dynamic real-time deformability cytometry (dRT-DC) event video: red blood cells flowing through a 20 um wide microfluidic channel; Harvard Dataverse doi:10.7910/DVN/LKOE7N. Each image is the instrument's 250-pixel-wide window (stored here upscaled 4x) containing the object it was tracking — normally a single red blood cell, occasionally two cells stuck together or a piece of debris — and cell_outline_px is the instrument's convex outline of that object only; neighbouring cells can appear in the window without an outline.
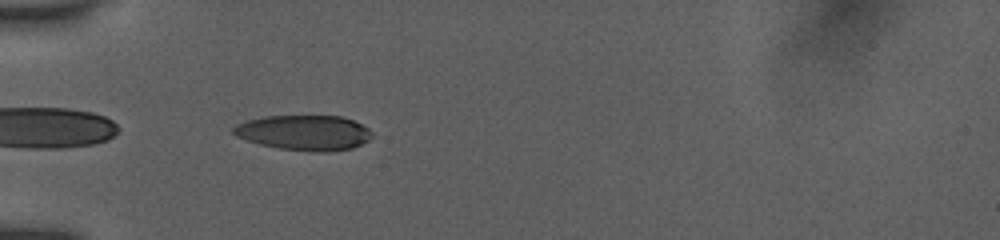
{"species": "human", "species_latin": "Homo sapiens", "temperature_condition": "room temperature", "stored_images_in_passage": 37, "camera_frame_rate_fps": 3000, "um_per_image_px": 0.085, "donor": {"sex": "female"}, "frame": {"image": 1, "passage_image": 2, "time_ms": 0.333, "image_size_px": [1000, 240], "cell_outline_px": [[372, 136], [368, 140], [352, 148], [328, 152], [312, 152], [280, 148], [260, 144], [236, 136], [232, 132], [232, 128], [236, 124], [248, 120], [264, 116], [340, 116], [352, 120], [368, 128], [372, 132]], "centroid_in_image_um": [25.85, 11.28], "position_along_channel_um": 59.2, "area_um2": 28.26}}
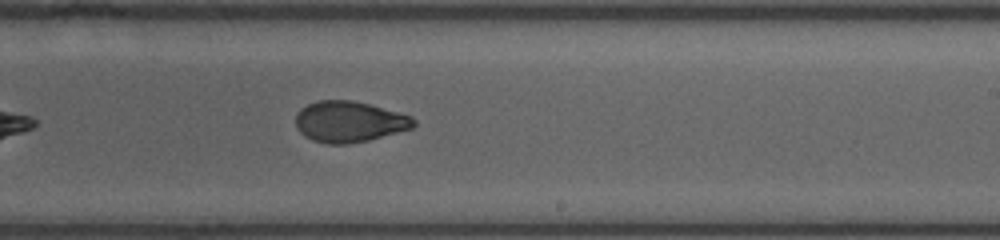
{"frame": {"image": 2, "passage_image": 18, "time_ms": 5.667, "image_size_px": [1000, 240], "cell_outline_px": [[416, 124], [412, 128], [368, 140], [348, 144], [328, 144], [312, 140], [304, 136], [296, 128], [296, 112], [300, 108], [316, 100], [352, 100], [368, 104], [412, 116], [416, 120]], "centroid_in_image_um": [29.65, 10.34], "position_along_channel_um": 259.4, "area_um2": 28.21}}
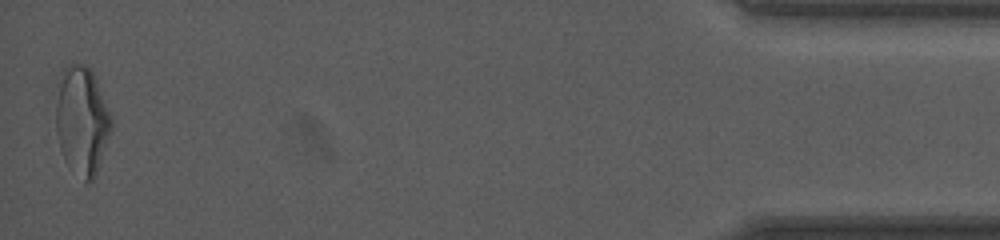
{"frame": {"image": 3, "passage_image": 37, "time_ms": 12.0, "image_size_px": [1000, 240], "cell_outline_px": [[112, 128], [96, 172], [92, 180], [84, 180], [64, 160], [60, 148], [56, 132], [56, 80], [60, 72], [68, 60], [84, 64], [92, 72], [96, 80], [112, 116]], "centroid_in_image_um": [6.92, 10.13], "position_along_channel_um": 428.3, "area_um2": 35.26}, "authors_computed_cell_mechanics": {"area_um2": 29.1312, "velocity_mm_per_s": 3.9401, "shape_relaxation_time_tau1_ms": 7.1762, "shape_relaxation_time_tau2_ms": 2.0989, "deformation_change_tau1": 0.1991, "deformation_change_tau2": 0.0673}}